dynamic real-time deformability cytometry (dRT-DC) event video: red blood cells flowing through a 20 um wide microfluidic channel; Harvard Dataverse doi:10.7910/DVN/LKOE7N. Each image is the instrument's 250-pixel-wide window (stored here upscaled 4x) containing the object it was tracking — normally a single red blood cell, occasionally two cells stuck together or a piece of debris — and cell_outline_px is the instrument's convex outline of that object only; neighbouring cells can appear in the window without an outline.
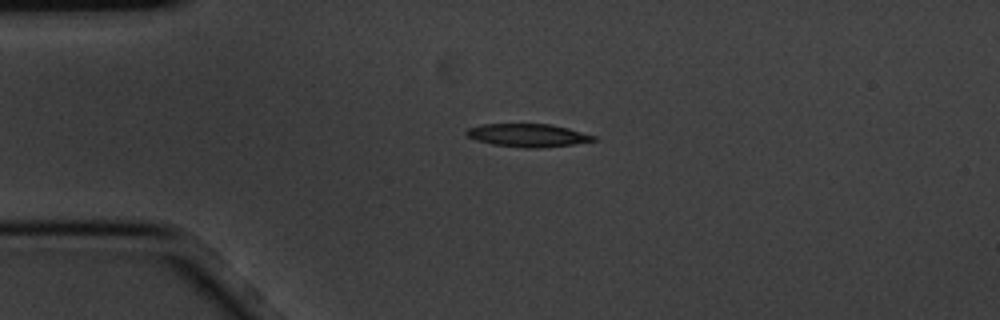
{"species": "common noctule bat (a hibernating species)", "species_latin": "Nyctalus noctula", "temperature_condition": "cold", "stored_images_in_passage": 3, "camera_frame_rate_fps": 3000, "um_per_image_px": 0.085, "animal": {"sex": "male", "body_mass_g": 20.1, "forearm_length_mm": 53.5}, "frame": {"image": 1, "passage_image": 1, "time_ms": 0.0, "image_size_px": [1000, 320], "cell_outline_px": [[596, 140], [576, 144], [536, 148], [528, 148], [492, 144], [476, 140], [464, 136], [464, 132], [468, 128], [484, 124], [552, 124], [568, 128], [596, 136]], "centroid_in_image_um": [44.85, 11.5], "position_along_channel_um": 40.2, "area_um2": 17.11}}
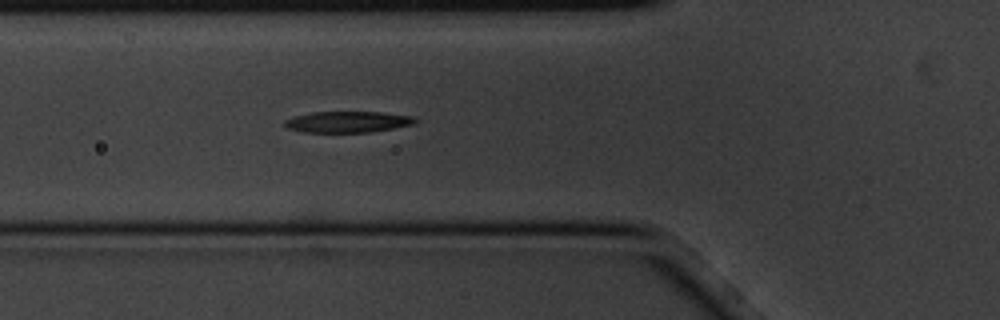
{"frame": {"image": 2, "passage_image": 3, "time_ms": 0.667, "image_size_px": [1000, 320], "cell_outline_px": [[416, 120], [412, 124], [392, 128], [368, 132], [304, 132], [288, 128], [284, 124], [284, 120], [296, 116], [312, 112], [384, 112], [416, 116]], "centroid_in_image_um": [29.56, 10.35], "position_along_channel_um": 96.2, "area_um2": 15.95}}